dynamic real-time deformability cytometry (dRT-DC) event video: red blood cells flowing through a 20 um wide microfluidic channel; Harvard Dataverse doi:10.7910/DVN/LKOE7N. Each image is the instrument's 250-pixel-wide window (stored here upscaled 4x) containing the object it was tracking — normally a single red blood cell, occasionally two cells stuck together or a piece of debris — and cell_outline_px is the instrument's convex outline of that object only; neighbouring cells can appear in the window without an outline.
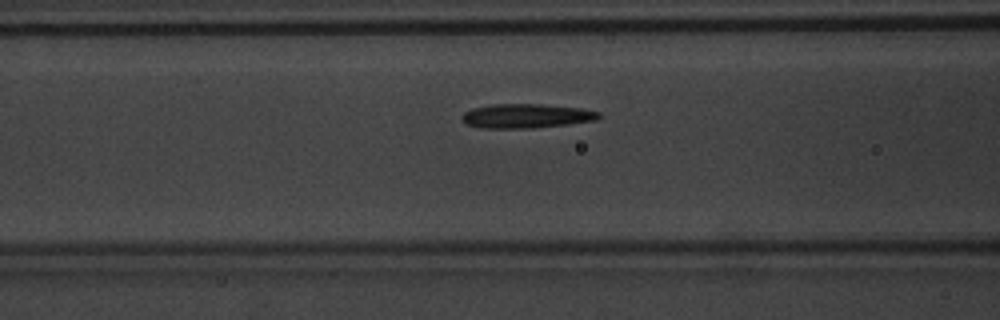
{"species": "common noctule bat (a hibernating species)", "species_latin": "Nyctalus noctula", "temperature_condition": "warm", "stored_images_in_passage": 42, "camera_frame_rate_fps": 3000, "um_per_image_px": 0.085, "animal": {"sex": "male", "body_mass_g": 20.1, "forearm_length_mm": 53.5}, "frame": {"image": 1, "passage_image": 11, "time_ms": 3.333, "image_size_px": [1000, 320], "cell_outline_px": [[600, 116], [596, 120], [568, 124], [532, 128], [484, 128], [468, 124], [460, 120], [460, 116], [464, 112], [472, 108], [492, 104], [540, 104], [580, 108], [600, 112]], "centroid_in_image_um": [44.7, 9.85], "position_along_channel_um": 121.9, "area_um2": 19.31}}
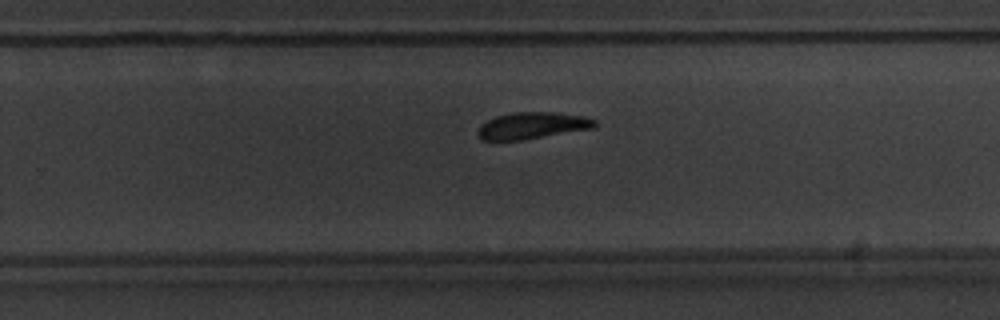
{"frame": {"image": 2, "passage_image": 24, "time_ms": 7.667, "image_size_px": [1000, 320], "cell_outline_px": [[596, 128], [524, 140], [480, 140], [476, 132], [480, 124], [496, 116], [512, 112], [552, 112], [584, 116], [596, 120]], "centroid_in_image_um": [45.23, 10.68], "position_along_channel_um": 284.6, "area_um2": 18.44}}
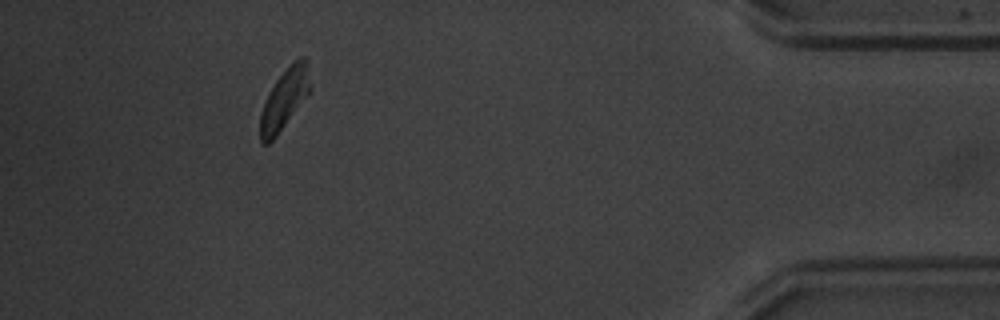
{"frame": {"image": 3, "passage_image": 38, "time_ms": 12.333, "image_size_px": [1000, 320], "cell_outline_px": [[312, 88], [308, 96], [276, 136], [268, 144], [264, 144], [260, 140], [260, 112], [268, 92], [276, 80], [300, 56], [304, 56], [308, 60], [312, 84]], "centroid_in_image_um": [24.22, 8.41], "position_along_channel_um": 411.0, "area_um2": 17.8}, "authors_computed_cell_mechanics": {"area_um2": 18.6116, "velocity_mm_per_s": 3.7669, "shape_relaxation_time_tau1_ms": 2.7623, "shape_relaxation_time_tau2_ms": 4.0196, "deformation_change_tau1": 0.1505, "deformation_change_tau2": 0.1036}}